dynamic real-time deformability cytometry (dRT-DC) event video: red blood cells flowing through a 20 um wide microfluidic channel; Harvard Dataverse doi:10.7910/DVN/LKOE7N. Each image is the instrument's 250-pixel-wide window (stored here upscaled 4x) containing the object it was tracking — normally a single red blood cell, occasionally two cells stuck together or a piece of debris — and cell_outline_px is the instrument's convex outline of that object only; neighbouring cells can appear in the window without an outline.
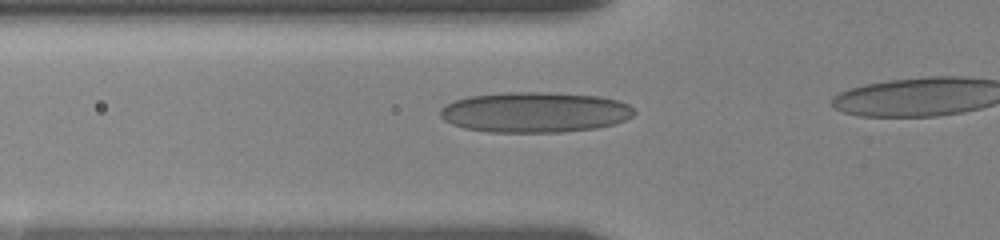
{"species": "human", "species_latin": "Homo sapiens", "temperature_condition": "room temperature", "stored_images_in_passage": 27, "camera_frame_rate_fps": 3000, "um_per_image_px": 0.085, "donor": {"sex": "female"}, "frame": {"image": 1, "passage_image": 14, "time_ms": 3.333, "image_size_px": [1000, 240], "cell_outline_px": [[636, 112], [632, 116], [624, 120], [612, 124], [596, 128], [560, 132], [488, 132], [464, 128], [452, 124], [444, 120], [440, 116], [440, 108], [456, 100], [468, 96], [504, 92], [548, 92], [600, 96], [620, 100], [628, 104]], "centroid_in_image_um": [45.46, 9.53], "position_along_channel_um": 80.3, "area_um2": 45.84}}
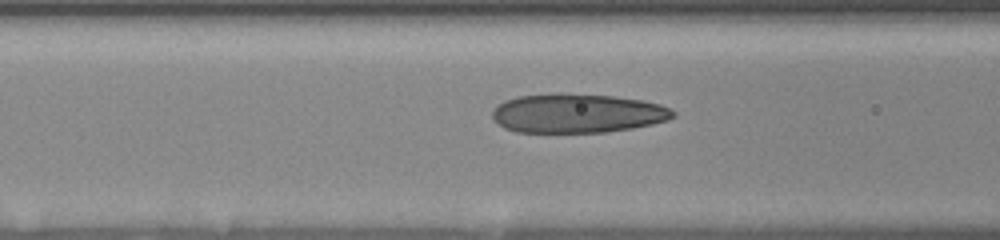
{"frame": {"image": 2, "passage_image": 18, "time_ms": 4.333, "image_size_px": [1000, 240], "cell_outline_px": [[676, 116], [668, 120], [652, 124], [632, 128], [604, 132], [516, 132], [504, 128], [492, 116], [492, 112], [504, 100], [516, 96], [552, 92], [556, 92], [616, 96], [644, 100], [660, 104], [676, 112]], "centroid_in_image_um": [49.09, 9.61], "position_along_channel_um": 117.5, "area_um2": 41.56}}
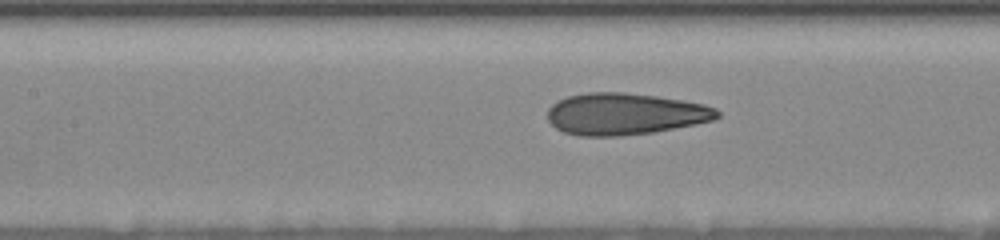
{"frame": {"image": 3, "passage_image": 21, "time_ms": 5.333, "image_size_px": [1000, 240], "cell_outline_px": [[720, 116], [712, 120], [696, 124], [652, 132], [620, 136], [580, 136], [564, 132], [556, 128], [548, 120], [548, 108], [552, 104], [568, 96], [588, 92], [624, 92], [656, 96], [704, 104], [716, 108], [720, 112]], "centroid_in_image_um": [53.11, 9.68], "position_along_channel_um": 154.3, "area_um2": 41.15}}